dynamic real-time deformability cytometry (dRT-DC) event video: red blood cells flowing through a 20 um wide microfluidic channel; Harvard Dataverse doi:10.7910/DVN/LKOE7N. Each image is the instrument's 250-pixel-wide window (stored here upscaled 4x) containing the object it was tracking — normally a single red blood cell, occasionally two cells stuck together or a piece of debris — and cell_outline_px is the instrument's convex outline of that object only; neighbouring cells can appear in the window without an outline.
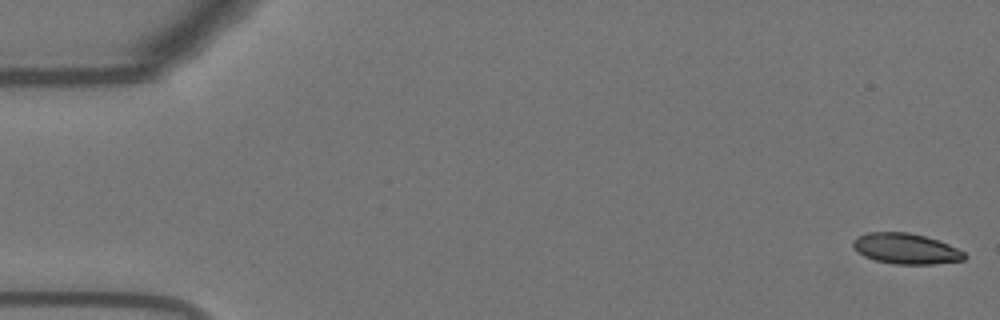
{"species": "Egyptian fruit bat (a non-hibernating species)", "species_latin": "Rousettus aegyptiacus", "temperature_condition": "warm", "stored_images_in_passage": 55, "camera_frame_rate_fps": 3000, "um_per_image_px": 0.085, "animal": {"sex": "female"}, "frame": {"image": 1, "passage_image": 1, "time_ms": 0.0, "image_size_px": [1000, 320], "cell_outline_px": [[968, 256], [964, 260], [932, 264], [896, 264], [876, 260], [864, 256], [852, 244], [852, 240], [856, 236], [868, 232], [908, 232], [940, 240], [964, 252]], "centroid_in_image_um": [77.02, 21.13], "position_along_channel_um": 8.0, "area_um2": 19.83}}
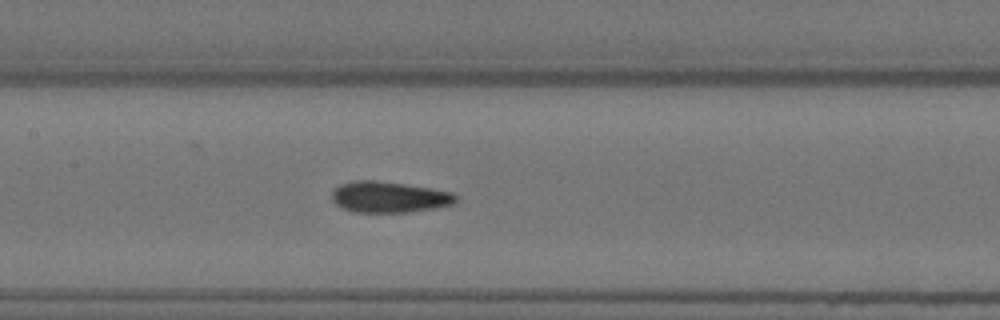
{"frame": {"image": 2, "passage_image": 26, "time_ms": 8.333, "image_size_px": [1000, 320], "cell_outline_px": [[456, 200], [452, 204], [432, 208], [404, 212], [356, 212], [344, 208], [336, 204], [332, 200], [332, 192], [340, 184], [352, 180], [376, 180], [404, 184], [452, 192], [456, 196]], "centroid_in_image_um": [33.02, 16.73], "position_along_channel_um": 174.4, "area_um2": 22.08}}
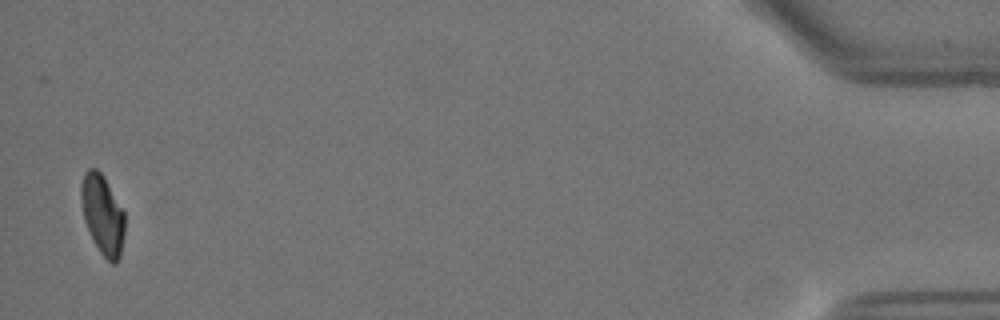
{"frame": {"image": 3, "passage_image": 54, "time_ms": 17.667, "image_size_px": [1000, 320], "cell_outline_px": [[124, 236], [120, 256], [116, 264], [112, 264], [100, 252], [84, 220], [80, 196], [80, 184], [84, 172], [88, 168], [96, 168], [104, 176], [124, 212]], "centroid_in_image_um": [8.71, 18.21], "position_along_channel_um": 426.5, "area_um2": 20.17}, "authors_computed_cell_mechanics": {"area_um2": 21.7328, "velocity_mm_per_s": 3.6731, "shape_relaxation_time_tau1_ms": null, "shape_relaxation_time_tau2_ms": 1.7892, "deformation_change_tau1": null, "deformation_change_tau2": 0.0658}}